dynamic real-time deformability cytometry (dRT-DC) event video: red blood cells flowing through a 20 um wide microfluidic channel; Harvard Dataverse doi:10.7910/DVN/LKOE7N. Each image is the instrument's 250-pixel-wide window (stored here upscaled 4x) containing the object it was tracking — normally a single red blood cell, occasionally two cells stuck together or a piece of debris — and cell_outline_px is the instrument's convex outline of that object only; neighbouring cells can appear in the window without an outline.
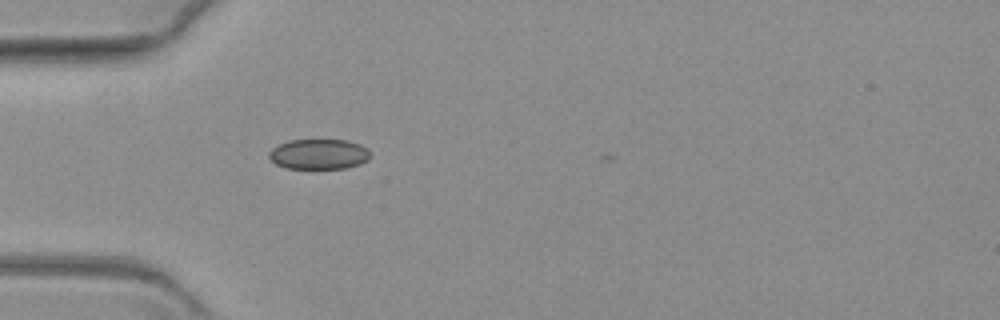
{"species": "common noctule bat (a hibernating species)", "species_latin": "Nyctalus noctula", "temperature_condition": "warm", "stored_images_in_passage": 46, "camera_frame_rate_fps": 3000, "um_per_image_px": 0.085, "animal": {"sex": "female", "body_mass_g": 19.3, "forearm_length_mm": 54.1}, "frame": {"image": 1, "passage_image": 4, "time_ms": 1.0, "image_size_px": [1000, 320], "cell_outline_px": [[368, 160], [360, 164], [344, 168], [284, 168], [276, 164], [268, 156], [268, 152], [272, 148], [288, 140], [348, 140], [360, 144], [368, 148]], "centroid_in_image_um": [27.09, 13.1], "position_along_channel_um": 57.9, "area_um2": 17.8}}
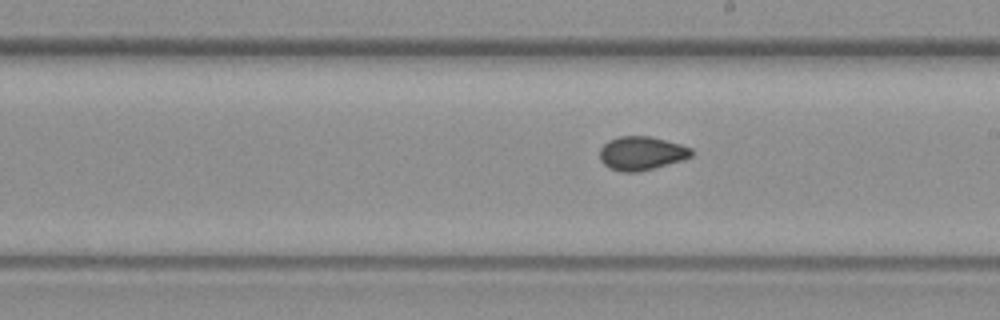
{"frame": {"image": 2, "passage_image": 20, "time_ms": 6.333, "image_size_px": [1000, 320], "cell_outline_px": [[692, 156], [680, 160], [652, 168], [636, 172], [620, 172], [608, 168], [600, 160], [600, 148], [608, 140], [620, 136], [652, 136], [680, 144], [692, 148]], "centroid_in_image_um": [54.49, 13.02], "position_along_channel_um": 234.5, "area_um2": 17.92}}
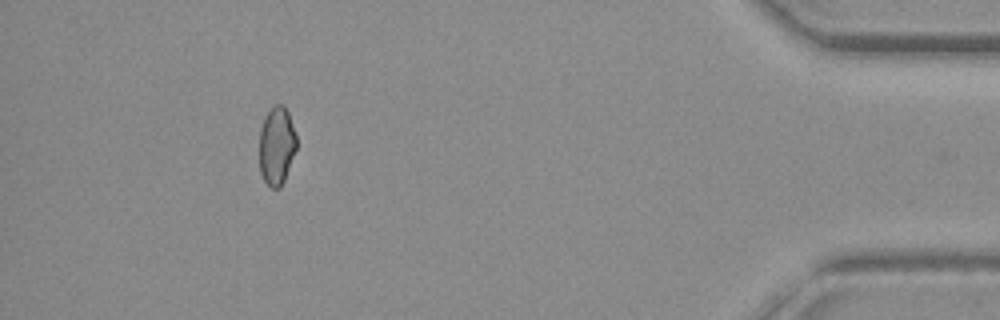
{"frame": {"image": 3, "passage_image": 41, "time_ms": 13.333, "image_size_px": [1000, 320], "cell_outline_px": [[296, 148], [284, 180], [280, 188], [272, 188], [264, 180], [260, 172], [260, 128], [264, 116], [276, 104], [284, 104], [288, 112], [296, 136]], "centroid_in_image_um": [23.51, 12.37], "position_along_channel_um": 411.7, "area_um2": 16.76}}